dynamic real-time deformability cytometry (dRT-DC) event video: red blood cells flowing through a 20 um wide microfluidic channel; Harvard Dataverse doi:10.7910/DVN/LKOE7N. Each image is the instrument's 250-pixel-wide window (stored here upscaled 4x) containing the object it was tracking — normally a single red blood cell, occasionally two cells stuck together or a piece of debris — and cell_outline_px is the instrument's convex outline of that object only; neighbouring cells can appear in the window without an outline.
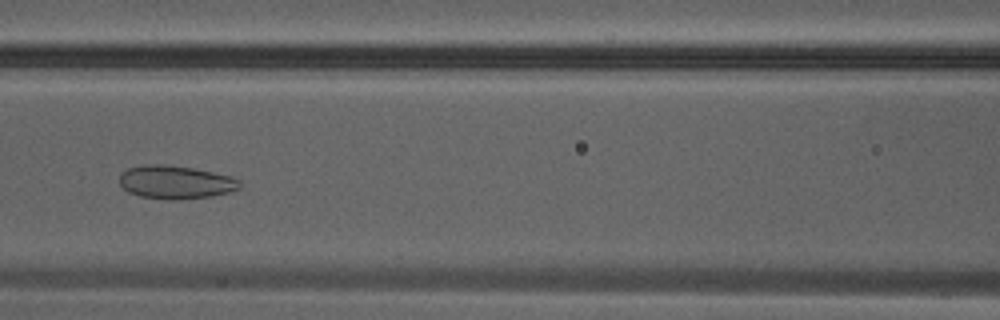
{"species": "Egyptian fruit bat (a non-hibernating species)", "species_latin": "Rousettus aegyptiacus", "temperature_condition": "warm", "stored_images_in_passage": 29, "camera_frame_rate_fps": 3000, "um_per_image_px": 0.085, "animal": {"sex": "male"}, "frame": {"image": 1, "passage_image": 13, "time_ms": 4.0, "image_size_px": [1000, 320], "cell_outline_px": [[240, 188], [228, 192], [212, 196], [180, 200], [172, 200], [140, 196], [128, 192], [120, 184], [120, 172], [128, 168], [144, 164], [164, 164], [192, 168], [232, 176], [240, 180]], "centroid_in_image_um": [14.91, 15.48], "position_along_channel_um": 151.7, "area_um2": 23.41}}
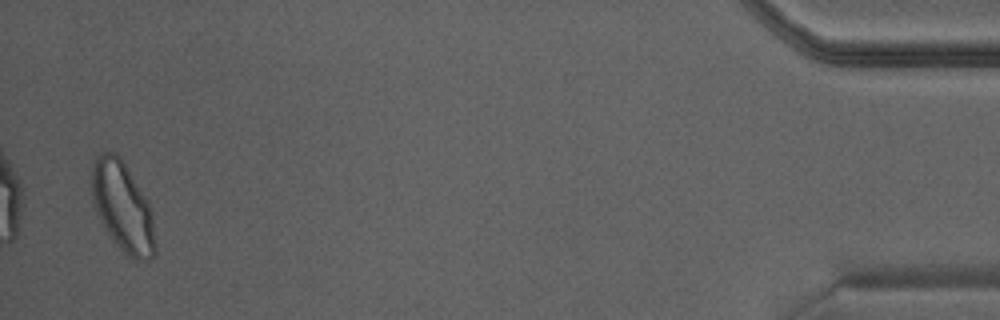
{"frame": {"image": 2, "passage_image": 29, "time_ms": 9.333, "image_size_px": [1000, 320], "cell_outline_px": [[156, 252], [152, 256], [144, 260], [140, 260], [128, 256], [112, 240], [104, 228], [96, 208], [92, 192], [92, 168], [96, 156], [104, 152], [116, 152], [120, 156], [148, 204], [152, 216], [156, 248]], "centroid_in_image_um": [10.42, 17.59], "position_along_channel_um": 424.8, "area_um2": 32.31}}